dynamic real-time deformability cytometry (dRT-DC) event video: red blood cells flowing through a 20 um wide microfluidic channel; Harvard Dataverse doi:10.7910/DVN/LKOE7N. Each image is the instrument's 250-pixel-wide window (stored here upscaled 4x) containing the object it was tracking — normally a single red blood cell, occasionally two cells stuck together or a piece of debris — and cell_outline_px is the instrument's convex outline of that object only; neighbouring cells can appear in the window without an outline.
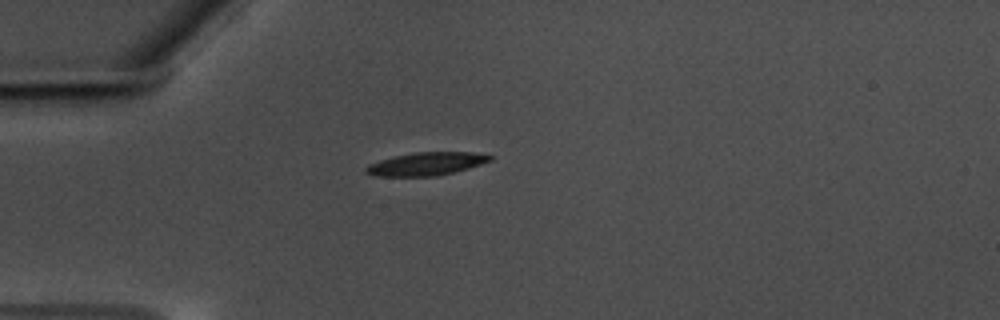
{"species": "common noctule bat (a hibernating species)", "species_latin": "Nyctalus noctula", "temperature_condition": "warm", "stored_images_in_passage": 43, "camera_frame_rate_fps": 3000, "um_per_image_px": 0.085, "animal": {"sex": "male", "body_mass_g": 17.5, "forearm_length_mm": 52.3}, "frame": {"image": 1, "passage_image": 1, "time_ms": 0.0, "image_size_px": [1000, 320], "cell_outline_px": [[492, 160], [468, 168], [436, 176], [376, 176], [364, 172], [364, 168], [368, 164], [392, 156], [416, 152], [472, 152], [492, 156]], "centroid_in_image_um": [36.17, 13.92], "position_along_channel_um": 48.8, "area_um2": 16.59}}
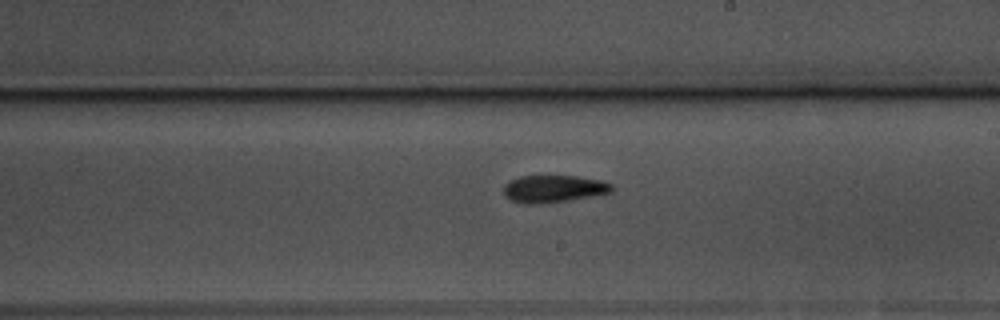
{"frame": {"image": 2, "passage_image": 19, "time_ms": 6.0, "image_size_px": [1000, 320], "cell_outline_px": [[612, 192], [568, 200], [532, 204], [524, 204], [512, 200], [504, 196], [504, 184], [508, 180], [520, 176], [576, 176], [600, 180], [612, 184]], "centroid_in_image_um": [47.01, 16.04], "position_along_channel_um": 242.0, "area_um2": 17.05}}
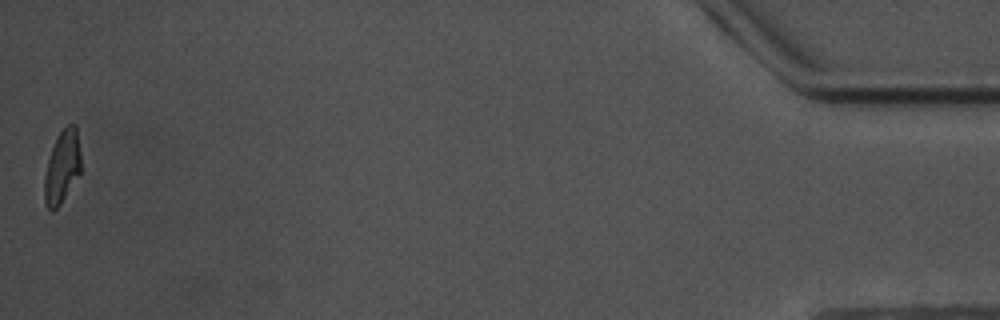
{"frame": {"image": 3, "passage_image": 43, "time_ms": 14.0, "image_size_px": [1000, 320], "cell_outline_px": [[80, 172], [60, 204], [52, 212], [48, 208], [44, 200], [44, 176], [48, 160], [52, 148], [60, 132], [68, 124], [76, 124], [80, 152]], "centroid_in_image_um": [5.27, 14.18], "position_along_channel_um": 429.9, "area_um2": 15.2}, "authors_computed_cell_mechanics": {"area_um2": 16.9354, "velocity_mm_per_s": 3.502, "shape_relaxation_time_tau1_ms": 6.2144, "shape_relaxation_time_tau2_ms": 7.872, "deformation_change_tau1": 0.1793, "deformation_change_tau2": 0.1794}}